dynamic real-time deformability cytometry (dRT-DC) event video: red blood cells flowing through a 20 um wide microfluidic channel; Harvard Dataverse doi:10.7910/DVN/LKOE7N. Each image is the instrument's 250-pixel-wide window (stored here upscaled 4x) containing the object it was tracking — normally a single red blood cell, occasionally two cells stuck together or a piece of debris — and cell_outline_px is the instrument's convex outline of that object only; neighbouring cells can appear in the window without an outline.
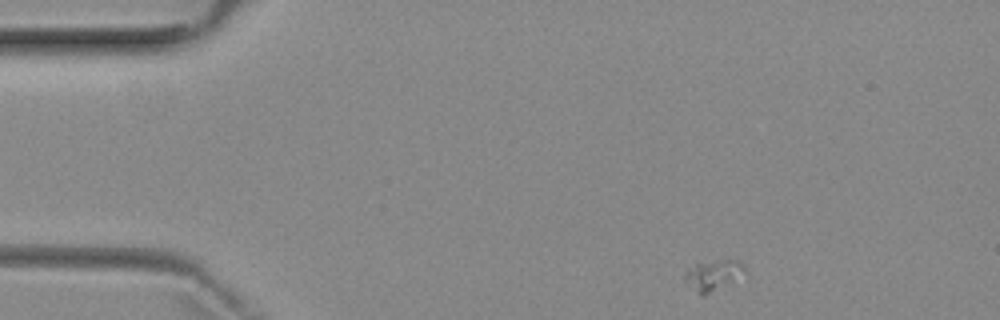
{"species": "common noctule bat (a hibernating species)", "species_latin": "Nyctalus noctula", "temperature_condition": "room temperature", "stored_images_in_passage": 3, "camera_frame_rate_fps": 3000, "um_per_image_px": 0.085, "animal": {"sex": "female", "body_mass_g": 29.2, "forearm_length_mm": 56.3}, "frame": {"image": 1, "passage_image": 1, "time_ms": 0.0, "image_size_px": [1000, 320], "cell_outline_px": [[748, 276], [704, 296], [700, 296], [684, 280], [684, 272], [696, 264], [720, 260], [740, 260], [744, 264]], "centroid_in_image_um": [60.72, 23.42], "position_along_channel_um": 24.3, "area_um2": 11.16}}